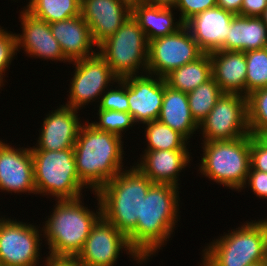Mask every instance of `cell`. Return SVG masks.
<instances>
[{"mask_svg":"<svg viewBox=\"0 0 267 266\" xmlns=\"http://www.w3.org/2000/svg\"><path fill=\"white\" fill-rule=\"evenodd\" d=\"M178 189L172 184L153 183L142 201L141 218L127 239L145 262L158 253L174 231L179 219Z\"/></svg>","mask_w":267,"mask_h":266,"instance_id":"6da1fadb","label":"cell"},{"mask_svg":"<svg viewBox=\"0 0 267 266\" xmlns=\"http://www.w3.org/2000/svg\"><path fill=\"white\" fill-rule=\"evenodd\" d=\"M85 123L78 131L74 156L80 181L95 193L124 169V146L121 137Z\"/></svg>","mask_w":267,"mask_h":266,"instance_id":"7a4b0ae2","label":"cell"},{"mask_svg":"<svg viewBox=\"0 0 267 266\" xmlns=\"http://www.w3.org/2000/svg\"><path fill=\"white\" fill-rule=\"evenodd\" d=\"M99 209L96 213L84 207L81 197L57 200L50 218L42 227L43 238L49 246V256L76 258L83 249L93 225L102 216V206L97 192ZM98 211V212H97Z\"/></svg>","mask_w":267,"mask_h":266,"instance_id":"3957f363","label":"cell"},{"mask_svg":"<svg viewBox=\"0 0 267 266\" xmlns=\"http://www.w3.org/2000/svg\"><path fill=\"white\" fill-rule=\"evenodd\" d=\"M152 184L136 166L123 169L97 192L102 216L128 237L141 218L142 201Z\"/></svg>","mask_w":267,"mask_h":266,"instance_id":"277c9868","label":"cell"},{"mask_svg":"<svg viewBox=\"0 0 267 266\" xmlns=\"http://www.w3.org/2000/svg\"><path fill=\"white\" fill-rule=\"evenodd\" d=\"M251 221L210 242L200 265L249 266L267 260V224Z\"/></svg>","mask_w":267,"mask_h":266,"instance_id":"5b68a950","label":"cell"},{"mask_svg":"<svg viewBox=\"0 0 267 266\" xmlns=\"http://www.w3.org/2000/svg\"><path fill=\"white\" fill-rule=\"evenodd\" d=\"M199 173L240 192L250 169V134L234 140L203 142ZM240 189V190H239Z\"/></svg>","mask_w":267,"mask_h":266,"instance_id":"8992f818","label":"cell"},{"mask_svg":"<svg viewBox=\"0 0 267 266\" xmlns=\"http://www.w3.org/2000/svg\"><path fill=\"white\" fill-rule=\"evenodd\" d=\"M37 194L51 195L56 200L80 198L85 185L76 170L74 148L47 151L31 150Z\"/></svg>","mask_w":267,"mask_h":266,"instance_id":"52a82bcc","label":"cell"},{"mask_svg":"<svg viewBox=\"0 0 267 266\" xmlns=\"http://www.w3.org/2000/svg\"><path fill=\"white\" fill-rule=\"evenodd\" d=\"M149 41L145 32L130 16L116 32L97 46V53L113 74L122 79L147 72ZM140 68V69H139Z\"/></svg>","mask_w":267,"mask_h":266,"instance_id":"ba28073f","label":"cell"},{"mask_svg":"<svg viewBox=\"0 0 267 266\" xmlns=\"http://www.w3.org/2000/svg\"><path fill=\"white\" fill-rule=\"evenodd\" d=\"M199 129L203 142L234 140L249 135L247 97L223 93L199 124Z\"/></svg>","mask_w":267,"mask_h":266,"instance_id":"9c48e42d","label":"cell"},{"mask_svg":"<svg viewBox=\"0 0 267 266\" xmlns=\"http://www.w3.org/2000/svg\"><path fill=\"white\" fill-rule=\"evenodd\" d=\"M203 54L184 25L173 34L149 41L146 73L164 78L172 70L197 60Z\"/></svg>","mask_w":267,"mask_h":266,"instance_id":"30bf717a","label":"cell"},{"mask_svg":"<svg viewBox=\"0 0 267 266\" xmlns=\"http://www.w3.org/2000/svg\"><path fill=\"white\" fill-rule=\"evenodd\" d=\"M41 230L11 218H0V266H38Z\"/></svg>","mask_w":267,"mask_h":266,"instance_id":"8fae6325","label":"cell"},{"mask_svg":"<svg viewBox=\"0 0 267 266\" xmlns=\"http://www.w3.org/2000/svg\"><path fill=\"white\" fill-rule=\"evenodd\" d=\"M70 63L74 64L75 72L70 82L69 101L65 106L73 109L79 110L90 102H94L95 99H101L108 89L107 86H112L111 83L115 85L114 82L118 80L110 66L98 53Z\"/></svg>","mask_w":267,"mask_h":266,"instance_id":"7c38bea8","label":"cell"},{"mask_svg":"<svg viewBox=\"0 0 267 266\" xmlns=\"http://www.w3.org/2000/svg\"><path fill=\"white\" fill-rule=\"evenodd\" d=\"M123 248L133 260L140 264L144 262L130 246L127 237L101 216L93 225L76 259L83 266H115Z\"/></svg>","mask_w":267,"mask_h":266,"instance_id":"4fadbf2b","label":"cell"},{"mask_svg":"<svg viewBox=\"0 0 267 266\" xmlns=\"http://www.w3.org/2000/svg\"><path fill=\"white\" fill-rule=\"evenodd\" d=\"M122 79L127 83L129 113L135 123L158 120L164 97V78L144 73Z\"/></svg>","mask_w":267,"mask_h":266,"instance_id":"5bb4252c","label":"cell"},{"mask_svg":"<svg viewBox=\"0 0 267 266\" xmlns=\"http://www.w3.org/2000/svg\"><path fill=\"white\" fill-rule=\"evenodd\" d=\"M0 190L37 194L30 148H14L0 140Z\"/></svg>","mask_w":267,"mask_h":266,"instance_id":"9a60e30c","label":"cell"},{"mask_svg":"<svg viewBox=\"0 0 267 266\" xmlns=\"http://www.w3.org/2000/svg\"><path fill=\"white\" fill-rule=\"evenodd\" d=\"M80 15L98 46L131 16V5L124 0H81Z\"/></svg>","mask_w":267,"mask_h":266,"instance_id":"2e32d148","label":"cell"},{"mask_svg":"<svg viewBox=\"0 0 267 266\" xmlns=\"http://www.w3.org/2000/svg\"><path fill=\"white\" fill-rule=\"evenodd\" d=\"M78 110L61 105L46 115L41 125L37 146L30 150L57 151L73 148L78 131L83 124L78 118Z\"/></svg>","mask_w":267,"mask_h":266,"instance_id":"e0dca14e","label":"cell"},{"mask_svg":"<svg viewBox=\"0 0 267 266\" xmlns=\"http://www.w3.org/2000/svg\"><path fill=\"white\" fill-rule=\"evenodd\" d=\"M20 13L22 34H15L17 51L23 47L30 57L70 64L62 52L59 42L54 38L49 23L34 17L24 8Z\"/></svg>","mask_w":267,"mask_h":266,"instance_id":"ac0fdd59","label":"cell"},{"mask_svg":"<svg viewBox=\"0 0 267 266\" xmlns=\"http://www.w3.org/2000/svg\"><path fill=\"white\" fill-rule=\"evenodd\" d=\"M234 16L215 6L193 16L184 25L204 53L226 51V37Z\"/></svg>","mask_w":267,"mask_h":266,"instance_id":"d6986e66","label":"cell"},{"mask_svg":"<svg viewBox=\"0 0 267 266\" xmlns=\"http://www.w3.org/2000/svg\"><path fill=\"white\" fill-rule=\"evenodd\" d=\"M54 38L69 62L96 54L89 25L81 15L49 24ZM91 51V52H90Z\"/></svg>","mask_w":267,"mask_h":266,"instance_id":"ffe728a7","label":"cell"},{"mask_svg":"<svg viewBox=\"0 0 267 266\" xmlns=\"http://www.w3.org/2000/svg\"><path fill=\"white\" fill-rule=\"evenodd\" d=\"M136 167L153 183L172 184L178 187L181 170L190 164L188 150L144 151ZM189 163V164H188Z\"/></svg>","mask_w":267,"mask_h":266,"instance_id":"44dd1931","label":"cell"},{"mask_svg":"<svg viewBox=\"0 0 267 266\" xmlns=\"http://www.w3.org/2000/svg\"><path fill=\"white\" fill-rule=\"evenodd\" d=\"M209 54L212 78L223 93L245 96L247 72L245 52L217 50Z\"/></svg>","mask_w":267,"mask_h":266,"instance_id":"7402d4cb","label":"cell"},{"mask_svg":"<svg viewBox=\"0 0 267 266\" xmlns=\"http://www.w3.org/2000/svg\"><path fill=\"white\" fill-rule=\"evenodd\" d=\"M158 121L182 134L187 140L199 129L188 103L187 93L170 88L164 79V97Z\"/></svg>","mask_w":267,"mask_h":266,"instance_id":"603a6c76","label":"cell"},{"mask_svg":"<svg viewBox=\"0 0 267 266\" xmlns=\"http://www.w3.org/2000/svg\"><path fill=\"white\" fill-rule=\"evenodd\" d=\"M173 9L153 6L144 2L131 5V16L145 32L148 41L173 34L184 26L173 17Z\"/></svg>","mask_w":267,"mask_h":266,"instance_id":"cb8c5ba5","label":"cell"},{"mask_svg":"<svg viewBox=\"0 0 267 266\" xmlns=\"http://www.w3.org/2000/svg\"><path fill=\"white\" fill-rule=\"evenodd\" d=\"M266 42L267 27L260 17H233L226 37V51L247 52L262 49Z\"/></svg>","mask_w":267,"mask_h":266,"instance_id":"d4e9b609","label":"cell"},{"mask_svg":"<svg viewBox=\"0 0 267 266\" xmlns=\"http://www.w3.org/2000/svg\"><path fill=\"white\" fill-rule=\"evenodd\" d=\"M212 78V63L209 53L197 60L172 70L164 77L166 84L178 91L188 93Z\"/></svg>","mask_w":267,"mask_h":266,"instance_id":"484cf974","label":"cell"},{"mask_svg":"<svg viewBox=\"0 0 267 266\" xmlns=\"http://www.w3.org/2000/svg\"><path fill=\"white\" fill-rule=\"evenodd\" d=\"M81 0H29L24 9L51 24L80 15Z\"/></svg>","mask_w":267,"mask_h":266,"instance_id":"4316f807","label":"cell"},{"mask_svg":"<svg viewBox=\"0 0 267 266\" xmlns=\"http://www.w3.org/2000/svg\"><path fill=\"white\" fill-rule=\"evenodd\" d=\"M144 125H146L145 140L147 141V148L144 151L188 150V140L179 132L172 130L168 125L158 120Z\"/></svg>","mask_w":267,"mask_h":266,"instance_id":"83f0119b","label":"cell"},{"mask_svg":"<svg viewBox=\"0 0 267 266\" xmlns=\"http://www.w3.org/2000/svg\"><path fill=\"white\" fill-rule=\"evenodd\" d=\"M222 94L223 91L213 78L187 93L191 114L198 125L210 113Z\"/></svg>","mask_w":267,"mask_h":266,"instance_id":"f1b7e54d","label":"cell"},{"mask_svg":"<svg viewBox=\"0 0 267 266\" xmlns=\"http://www.w3.org/2000/svg\"><path fill=\"white\" fill-rule=\"evenodd\" d=\"M247 61L245 96L267 87V53L262 49L245 52Z\"/></svg>","mask_w":267,"mask_h":266,"instance_id":"f546056e","label":"cell"},{"mask_svg":"<svg viewBox=\"0 0 267 266\" xmlns=\"http://www.w3.org/2000/svg\"><path fill=\"white\" fill-rule=\"evenodd\" d=\"M248 126L250 134L256 136L267 129V87L251 92L247 96Z\"/></svg>","mask_w":267,"mask_h":266,"instance_id":"4dcf8cb0","label":"cell"},{"mask_svg":"<svg viewBox=\"0 0 267 266\" xmlns=\"http://www.w3.org/2000/svg\"><path fill=\"white\" fill-rule=\"evenodd\" d=\"M97 115L99 116V121L90 123L92 126L121 138L123 137L122 133L124 130L132 126L134 127L133 124H136L133 116L128 112L98 109Z\"/></svg>","mask_w":267,"mask_h":266,"instance_id":"1f68e13d","label":"cell"},{"mask_svg":"<svg viewBox=\"0 0 267 266\" xmlns=\"http://www.w3.org/2000/svg\"><path fill=\"white\" fill-rule=\"evenodd\" d=\"M118 86L115 89H107L99 102V109L101 110H114L120 112L129 113V104L127 96V83L123 79H118L116 81Z\"/></svg>","mask_w":267,"mask_h":266,"instance_id":"d6a6232c","label":"cell"},{"mask_svg":"<svg viewBox=\"0 0 267 266\" xmlns=\"http://www.w3.org/2000/svg\"><path fill=\"white\" fill-rule=\"evenodd\" d=\"M17 54L16 36L13 32H8L0 26V77L5 76V69L9 68V64Z\"/></svg>","mask_w":267,"mask_h":266,"instance_id":"836d02e7","label":"cell"},{"mask_svg":"<svg viewBox=\"0 0 267 266\" xmlns=\"http://www.w3.org/2000/svg\"><path fill=\"white\" fill-rule=\"evenodd\" d=\"M217 6V0H177L174 10L181 12L179 19L185 24L193 16Z\"/></svg>","mask_w":267,"mask_h":266,"instance_id":"e575fe53","label":"cell"},{"mask_svg":"<svg viewBox=\"0 0 267 266\" xmlns=\"http://www.w3.org/2000/svg\"><path fill=\"white\" fill-rule=\"evenodd\" d=\"M250 166L254 170L267 172V147L250 134Z\"/></svg>","mask_w":267,"mask_h":266,"instance_id":"d590c367","label":"cell"},{"mask_svg":"<svg viewBox=\"0 0 267 266\" xmlns=\"http://www.w3.org/2000/svg\"><path fill=\"white\" fill-rule=\"evenodd\" d=\"M245 185L250 186L257 197L267 199V172L254 170L250 166Z\"/></svg>","mask_w":267,"mask_h":266,"instance_id":"8d00e7d4","label":"cell"},{"mask_svg":"<svg viewBox=\"0 0 267 266\" xmlns=\"http://www.w3.org/2000/svg\"><path fill=\"white\" fill-rule=\"evenodd\" d=\"M267 7V0H243L239 16L260 17Z\"/></svg>","mask_w":267,"mask_h":266,"instance_id":"74e56055","label":"cell"},{"mask_svg":"<svg viewBox=\"0 0 267 266\" xmlns=\"http://www.w3.org/2000/svg\"><path fill=\"white\" fill-rule=\"evenodd\" d=\"M44 266H83L76 258L48 256Z\"/></svg>","mask_w":267,"mask_h":266,"instance_id":"f35d334b","label":"cell"},{"mask_svg":"<svg viewBox=\"0 0 267 266\" xmlns=\"http://www.w3.org/2000/svg\"><path fill=\"white\" fill-rule=\"evenodd\" d=\"M243 0H217V6L234 15L241 12Z\"/></svg>","mask_w":267,"mask_h":266,"instance_id":"ab89813d","label":"cell"},{"mask_svg":"<svg viewBox=\"0 0 267 266\" xmlns=\"http://www.w3.org/2000/svg\"><path fill=\"white\" fill-rule=\"evenodd\" d=\"M176 2L177 0H144V3L153 6L168 7V8H174Z\"/></svg>","mask_w":267,"mask_h":266,"instance_id":"60d3db41","label":"cell"},{"mask_svg":"<svg viewBox=\"0 0 267 266\" xmlns=\"http://www.w3.org/2000/svg\"><path fill=\"white\" fill-rule=\"evenodd\" d=\"M255 137L267 147V129L261 130Z\"/></svg>","mask_w":267,"mask_h":266,"instance_id":"b9f144b4","label":"cell"},{"mask_svg":"<svg viewBox=\"0 0 267 266\" xmlns=\"http://www.w3.org/2000/svg\"><path fill=\"white\" fill-rule=\"evenodd\" d=\"M261 20L264 22V24L267 27V7L266 9L263 11V13L260 16Z\"/></svg>","mask_w":267,"mask_h":266,"instance_id":"7bdbcfd3","label":"cell"},{"mask_svg":"<svg viewBox=\"0 0 267 266\" xmlns=\"http://www.w3.org/2000/svg\"><path fill=\"white\" fill-rule=\"evenodd\" d=\"M249 266H267V260L261 261V262H258V263H255Z\"/></svg>","mask_w":267,"mask_h":266,"instance_id":"ee69618b","label":"cell"},{"mask_svg":"<svg viewBox=\"0 0 267 266\" xmlns=\"http://www.w3.org/2000/svg\"><path fill=\"white\" fill-rule=\"evenodd\" d=\"M126 1L127 3H129L130 5H133L135 3H141V2H144V0H124Z\"/></svg>","mask_w":267,"mask_h":266,"instance_id":"f6af8a7d","label":"cell"},{"mask_svg":"<svg viewBox=\"0 0 267 266\" xmlns=\"http://www.w3.org/2000/svg\"><path fill=\"white\" fill-rule=\"evenodd\" d=\"M3 79L0 77V88L2 87V85H5L4 83H3Z\"/></svg>","mask_w":267,"mask_h":266,"instance_id":"bcb514c9","label":"cell"},{"mask_svg":"<svg viewBox=\"0 0 267 266\" xmlns=\"http://www.w3.org/2000/svg\"><path fill=\"white\" fill-rule=\"evenodd\" d=\"M264 50L266 51V53H267V42H266V44L264 45Z\"/></svg>","mask_w":267,"mask_h":266,"instance_id":"7dc6e473","label":"cell"}]
</instances>
